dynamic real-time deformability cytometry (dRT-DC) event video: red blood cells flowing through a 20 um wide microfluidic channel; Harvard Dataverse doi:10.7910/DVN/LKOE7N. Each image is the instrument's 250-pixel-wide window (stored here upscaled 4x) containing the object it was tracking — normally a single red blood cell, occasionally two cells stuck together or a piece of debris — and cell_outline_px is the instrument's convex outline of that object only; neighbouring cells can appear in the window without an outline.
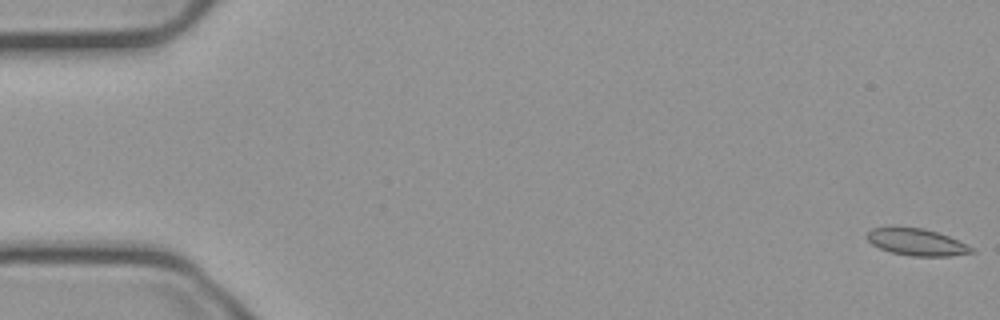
{"species": "common noctule bat (a hibernating species)", "species_latin": "Nyctalus noctula", "temperature_condition": "cold", "stored_images_in_passage": 55, "camera_frame_rate_fps": 3000, "um_per_image_px": 0.085, "animal": {"sex": "male", "body_mass_g": 23.1, "forearm_length_mm": 52.7}, "frame": {"image": 1, "passage_image": 1, "time_ms": 0.0, "image_size_px": [1000, 320], "cell_outline_px": [[976, 252], [952, 256], [912, 256], [892, 252], [880, 248], [872, 244], [864, 236], [872, 228], [892, 224], [924, 228], [948, 236], [972, 248]], "centroid_in_image_um": [77.83, 20.53], "position_along_channel_um": 7.2, "area_um2": 16.76}}
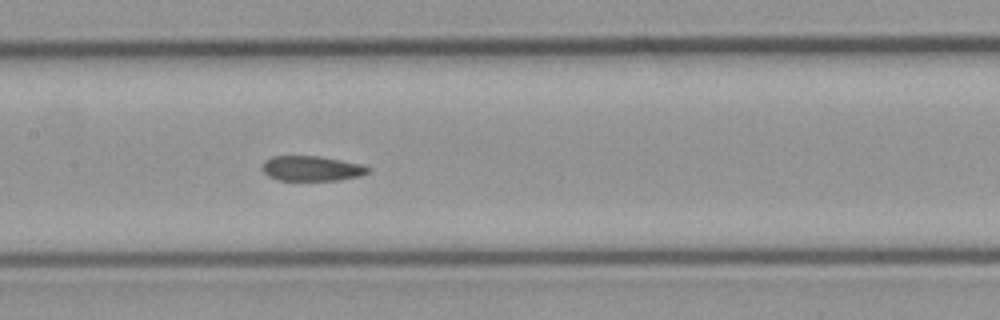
{"frame": {"image": 2, "passage_image": 27, "time_ms": 8.667, "image_size_px": [1000, 320], "cell_outline_px": [[372, 168], [368, 172], [360, 176], [340, 180], [276, 180], [268, 176], [260, 168], [264, 160], [272, 156], [320, 156], [360, 164]], "centroid_in_image_um": [26.45, 14.32], "position_along_channel_um": 180.9, "area_um2": 15.55}}
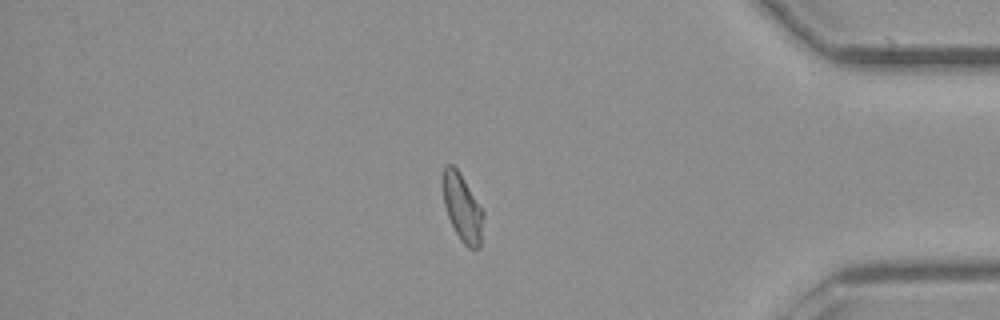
{"frame": {"image": 3, "passage_image": 47, "time_ms": 15.333, "image_size_px": [1000, 320], "cell_outline_px": [[484, 212], [480, 248], [468, 248], [460, 240], [448, 216], [444, 204], [444, 168], [448, 164], [452, 164], [460, 172]], "centroid_in_image_um": [39.33, 17.69], "position_along_channel_um": 395.9, "area_um2": 15.55}, "authors_computed_cell_mechanics": {"area_um2": 16.4152, "velocity_mm_per_s": 3.7277, "shape_relaxation_time_tau1_ms": 10.9333, "shape_relaxation_time_tau2_ms": 3.9102, "deformation_change_tau1": 0.1853, "deformation_change_tau2": 0.073}}